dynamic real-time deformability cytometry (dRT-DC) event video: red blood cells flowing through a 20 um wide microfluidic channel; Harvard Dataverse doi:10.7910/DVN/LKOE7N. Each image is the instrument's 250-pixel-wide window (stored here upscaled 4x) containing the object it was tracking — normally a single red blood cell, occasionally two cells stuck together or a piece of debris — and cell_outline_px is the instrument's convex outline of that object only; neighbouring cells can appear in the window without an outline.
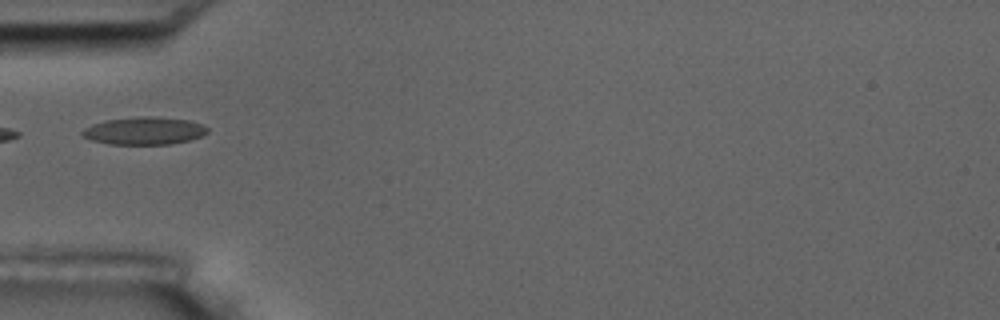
{"species": "common noctule bat (a hibernating species)", "species_latin": "Nyctalus noctula", "temperature_condition": "room temperature", "stored_images_in_passage": 14, "camera_frame_rate_fps": 3000, "um_per_image_px": 0.085, "animal": {"sex": "male", "body_mass_g": 17.5, "forearm_length_mm": 52.3}, "frame": {"image": 1, "passage_image": 1, "time_ms": 0.0, "image_size_px": [1000, 320], "cell_outline_px": [[208, 132], [200, 136], [188, 140], [168, 144], [108, 144], [92, 140], [84, 136], [80, 132], [84, 128], [92, 124], [104, 120], [140, 116], [160, 116], [188, 120], [204, 124], [208, 128]], "centroid_in_image_um": [12.26, 11.1], "position_along_channel_um": 72.7, "area_um2": 20.23}}